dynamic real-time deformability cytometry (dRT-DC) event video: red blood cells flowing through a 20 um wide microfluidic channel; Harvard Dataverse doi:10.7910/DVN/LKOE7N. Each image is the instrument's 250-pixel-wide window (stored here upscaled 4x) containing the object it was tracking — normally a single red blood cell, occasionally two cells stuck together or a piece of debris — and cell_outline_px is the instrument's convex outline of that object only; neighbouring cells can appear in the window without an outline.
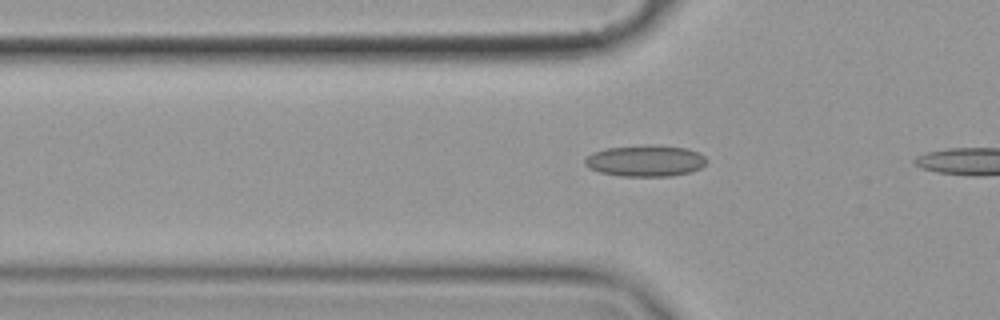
{"species": "common noctule bat (a hibernating species)", "species_latin": "Nyctalus noctula", "temperature_condition": "cold", "stored_images_in_passage": 9, "camera_frame_rate_fps": 3000, "um_per_image_px": 0.085, "animal": {"sex": "female", "body_mass_g": 19.9}, "frame": {"image": 1, "passage_image": 7, "time_ms": 2.0, "image_size_px": [1000, 320], "cell_outline_px": [[708, 160], [700, 168], [692, 172], [668, 176], [620, 176], [600, 172], [588, 168], [584, 164], [584, 160], [592, 152], [604, 148], [648, 144], [688, 148], [704, 156]], "centroid_in_image_um": [54.83, 13.66], "position_along_channel_um": 71.0, "area_um2": 22.43}}